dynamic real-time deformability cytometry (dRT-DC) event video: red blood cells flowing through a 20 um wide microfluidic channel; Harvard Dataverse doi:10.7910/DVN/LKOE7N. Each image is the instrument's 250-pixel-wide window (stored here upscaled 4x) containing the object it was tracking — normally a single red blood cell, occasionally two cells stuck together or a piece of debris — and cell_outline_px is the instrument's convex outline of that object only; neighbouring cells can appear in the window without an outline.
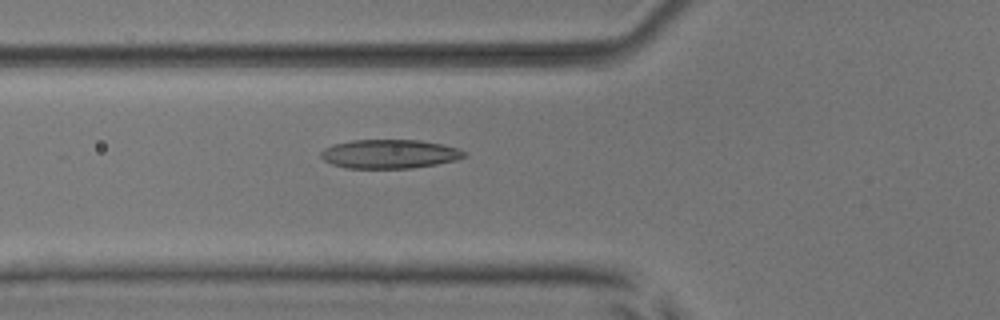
{"species": "common noctule bat (a hibernating species)", "species_latin": "Nyctalus noctula", "temperature_condition": "room temperature", "stored_images_in_passage": 53, "camera_frame_rate_fps": 3000, "um_per_image_px": 0.085, "animal": {"sex": "male", "body_mass_g": 17.9, "forearm_length_mm": 54.2}, "frame": {"image": 1, "passage_image": 20, "time_ms": 6.333, "image_size_px": [1000, 320], "cell_outline_px": [[464, 156], [456, 160], [436, 164], [412, 168], [348, 168], [332, 164], [324, 160], [320, 156], [320, 152], [324, 148], [332, 144], [352, 140], [420, 140], [460, 148], [464, 152]], "centroid_in_image_um": [33.07, 13.08], "position_along_channel_um": 92.7, "area_um2": 24.1}}
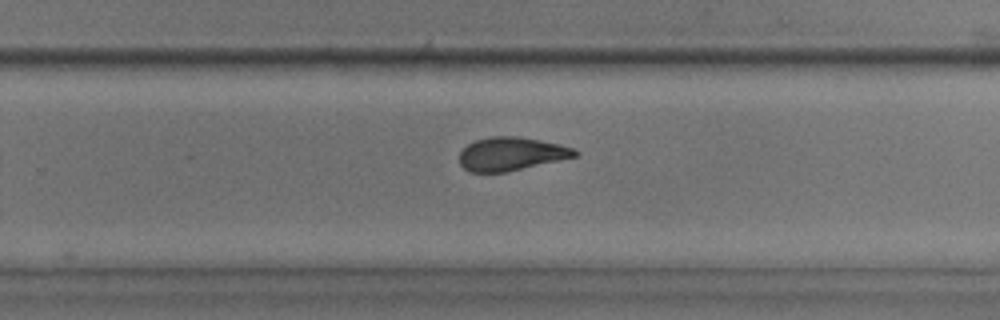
{"frame": {"image": 2, "passage_image": 35, "time_ms": 11.333, "image_size_px": [1000, 320], "cell_outline_px": [[580, 152], [576, 156], [504, 172], [468, 172], [460, 164], [460, 152], [468, 144], [476, 140], [492, 136], [516, 136], [540, 140], [560, 144], [572, 148]], "centroid_in_image_um": [43.42, 13.07], "position_along_channel_um": 286.4, "area_um2": 22.14}}
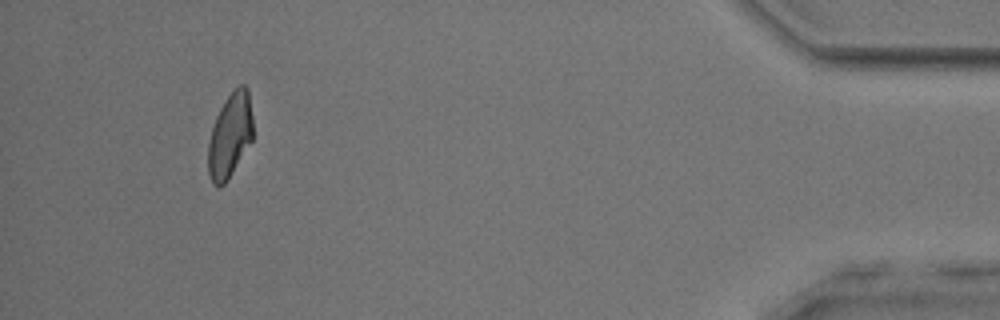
{"frame": {"image": 3, "passage_image": 50, "time_ms": 16.333, "image_size_px": [1000, 320], "cell_outline_px": [[252, 140], [224, 184], [216, 188], [212, 184], [208, 172], [208, 144], [212, 128], [216, 116], [224, 100], [240, 84], [244, 84], [248, 88], [252, 116]], "centroid_in_image_um": [19.54, 11.51], "position_along_channel_um": 415.7, "area_um2": 21.85}, "authors_computed_cell_mechanics": {"area_um2": 23.409, "velocity_mm_per_s": 3.8817, "shape_relaxation_time_tau1_ms": 10.5704, "shape_relaxation_time_tau2_ms": 1.5814, "deformation_change_tau1": 0.2752, "deformation_change_tau2": 0.0817}}